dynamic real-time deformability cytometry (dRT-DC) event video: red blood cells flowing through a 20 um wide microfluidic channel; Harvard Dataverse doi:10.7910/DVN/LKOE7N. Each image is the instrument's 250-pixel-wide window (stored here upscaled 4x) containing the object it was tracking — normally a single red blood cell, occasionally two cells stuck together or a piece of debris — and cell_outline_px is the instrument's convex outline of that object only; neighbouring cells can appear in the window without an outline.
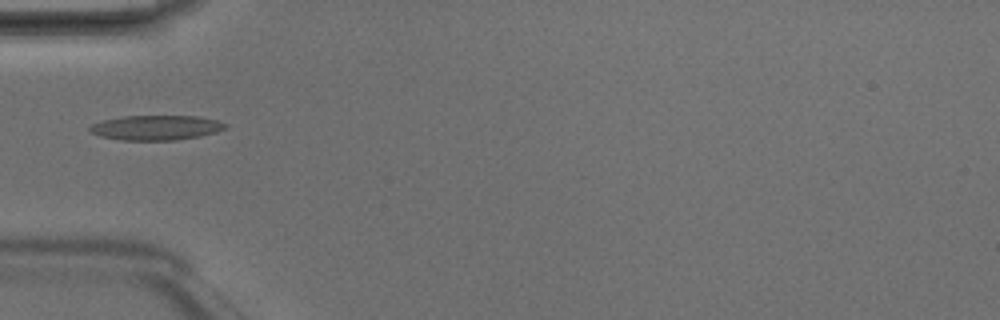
{"species": "Egyptian fruit bat (a non-hibernating species)", "species_latin": "Rousettus aegyptiacus", "temperature_condition": "room temperature", "stored_images_in_passage": 5, "camera_frame_rate_fps": 3000, "um_per_image_px": 0.085, "animal": {"sex": "male"}, "frame": {"image": 1, "passage_image": 5, "time_ms": 1.333, "image_size_px": [1000, 320], "cell_outline_px": [[228, 128], [216, 132], [200, 136], [176, 140], [120, 140], [100, 136], [92, 132], [88, 128], [92, 124], [104, 120], [124, 116], [200, 116], [216, 120], [228, 124]], "centroid_in_image_um": [13.31, 10.85], "position_along_channel_um": 71.7, "area_um2": 19.59}}